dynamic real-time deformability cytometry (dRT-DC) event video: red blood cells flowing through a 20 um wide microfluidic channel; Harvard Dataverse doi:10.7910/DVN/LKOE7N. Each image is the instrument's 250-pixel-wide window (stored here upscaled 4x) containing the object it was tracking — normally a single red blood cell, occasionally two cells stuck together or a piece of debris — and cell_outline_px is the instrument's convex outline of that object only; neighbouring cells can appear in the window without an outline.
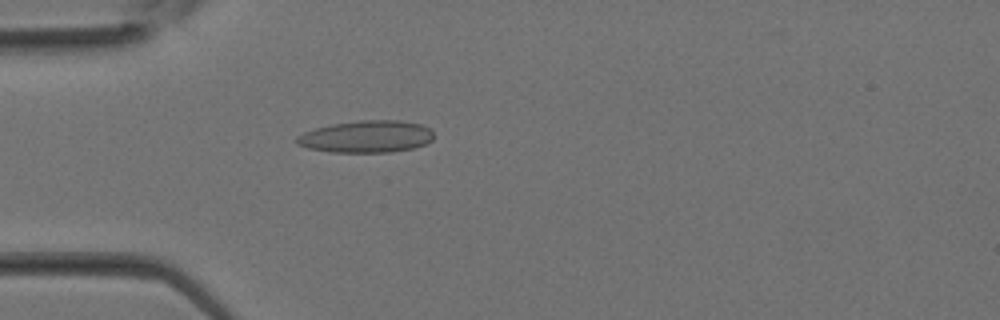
{"species": "Egyptian fruit bat (a non-hibernating species)", "species_latin": "Rousettus aegyptiacus", "temperature_condition": "room temperature", "stored_images_in_passage": 21, "camera_frame_rate_fps": 3000, "um_per_image_px": 0.085, "animal": {"sex": "female"}, "frame": {"image": 1, "passage_image": 2, "time_ms": 0.333, "image_size_px": [1000, 320], "cell_outline_px": [[432, 140], [424, 144], [412, 148], [392, 152], [332, 152], [308, 148], [296, 144], [296, 136], [304, 132], [316, 128], [332, 124], [360, 120], [400, 120], [420, 124], [428, 128], [432, 132]], "centroid_in_image_um": [31.12, 11.61], "position_along_channel_um": 53.9, "area_um2": 25.49}}
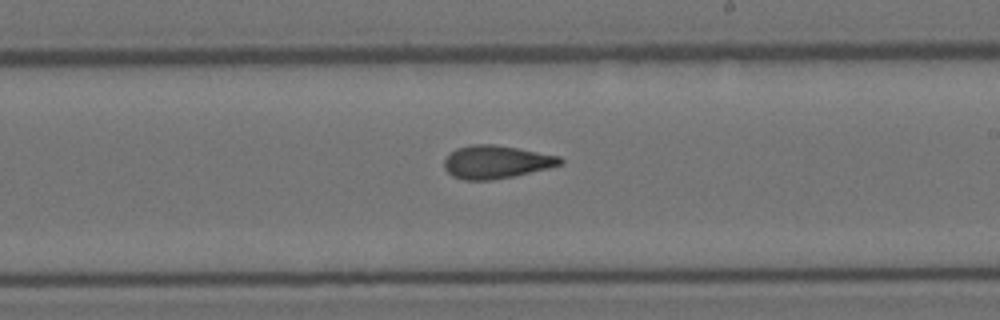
{"frame": {"image": 2, "passage_image": 12, "time_ms": 3.667, "image_size_px": [1000, 320], "cell_outline_px": [[564, 164], [548, 168], [512, 176], [492, 180], [464, 180], [452, 176], [444, 168], [444, 160], [456, 148], [472, 144], [492, 144], [516, 148], [560, 156], [564, 160]], "centroid_in_image_um": [42.17, 13.77], "position_along_channel_um": 246.8, "area_um2": 22.2}}
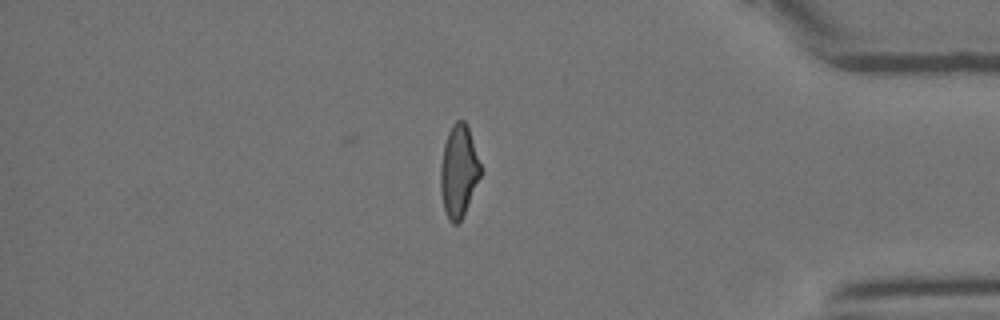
{"frame": {"image": 3, "passage_image": 21, "time_ms": 6.667, "image_size_px": [1000, 320], "cell_outline_px": [[484, 172], [460, 220], [456, 224], [452, 224], [448, 220], [444, 212], [440, 192], [440, 164], [444, 144], [448, 132], [452, 124], [456, 120], [464, 120], [468, 124], [484, 168]], "centroid_in_image_um": [39.02, 14.51], "position_along_channel_um": 396.2, "area_um2": 22.37}}